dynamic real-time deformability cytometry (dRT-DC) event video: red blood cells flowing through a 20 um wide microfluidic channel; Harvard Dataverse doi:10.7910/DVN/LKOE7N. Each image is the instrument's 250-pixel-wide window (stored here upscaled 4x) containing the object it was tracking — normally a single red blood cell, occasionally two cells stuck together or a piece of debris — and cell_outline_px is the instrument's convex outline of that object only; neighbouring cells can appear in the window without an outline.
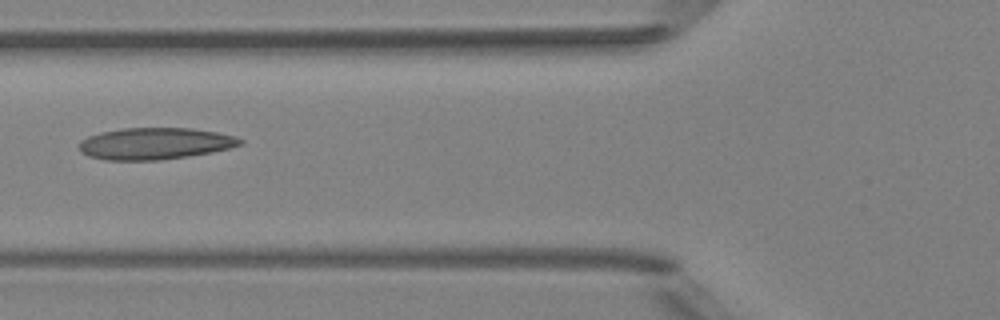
{"species": "Egyptian fruit bat (a non-hibernating species)", "species_latin": "Rousettus aegyptiacus", "temperature_condition": "room temperature", "stored_images_in_passage": 6, "camera_frame_rate_fps": 3000, "um_per_image_px": 0.085, "animal": {"sex": "female"}, "frame": {"image": 1, "passage_image": 6, "time_ms": 5.667, "image_size_px": [1000, 320], "cell_outline_px": [[244, 144], [212, 152], [160, 160], [104, 160], [88, 156], [80, 152], [80, 140], [88, 136], [100, 132], [124, 128], [192, 128], [216, 132], [236, 136], [244, 140]], "centroid_in_image_um": [13.17, 12.2], "position_along_channel_um": 112.6, "area_um2": 29.82}}